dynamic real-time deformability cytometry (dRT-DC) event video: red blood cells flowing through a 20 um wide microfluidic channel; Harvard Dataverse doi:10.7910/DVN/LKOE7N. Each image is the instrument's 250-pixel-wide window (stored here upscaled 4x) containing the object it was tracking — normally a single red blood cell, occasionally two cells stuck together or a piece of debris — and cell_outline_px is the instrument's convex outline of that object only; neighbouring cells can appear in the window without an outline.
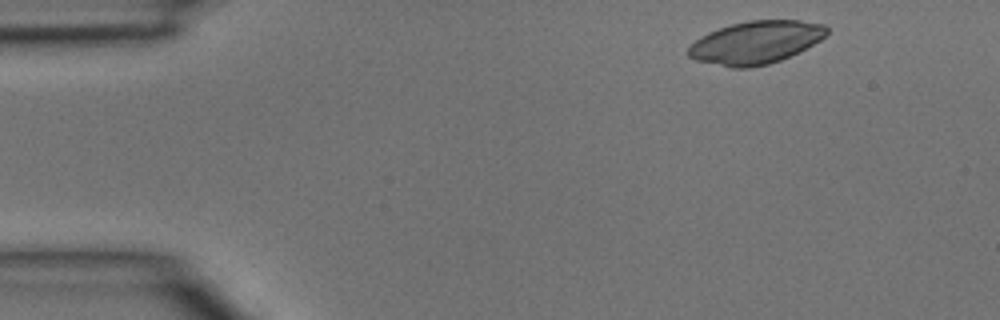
{"species": "common noctule bat (a hibernating species)", "species_latin": "Nyctalus noctula", "temperature_condition": "room temperature", "stored_images_in_passage": 3, "camera_frame_rate_fps": 3000, "um_per_image_px": 0.085, "animal": {"sex": "male", "body_mass_g": 15.6}, "frame": {"image": 1, "passage_image": 1, "time_ms": 0.0, "image_size_px": [1000, 320], "cell_outline_px": [[828, 32], [820, 40], [780, 60], [768, 64], [748, 68], [732, 68], [696, 60], [688, 56], [688, 48], [696, 40], [708, 32], [732, 24], [748, 20], [800, 20], [824, 24], [828, 28]], "centroid_in_image_um": [64.23, 3.6], "position_along_channel_um": 20.8, "area_um2": 34.16}}